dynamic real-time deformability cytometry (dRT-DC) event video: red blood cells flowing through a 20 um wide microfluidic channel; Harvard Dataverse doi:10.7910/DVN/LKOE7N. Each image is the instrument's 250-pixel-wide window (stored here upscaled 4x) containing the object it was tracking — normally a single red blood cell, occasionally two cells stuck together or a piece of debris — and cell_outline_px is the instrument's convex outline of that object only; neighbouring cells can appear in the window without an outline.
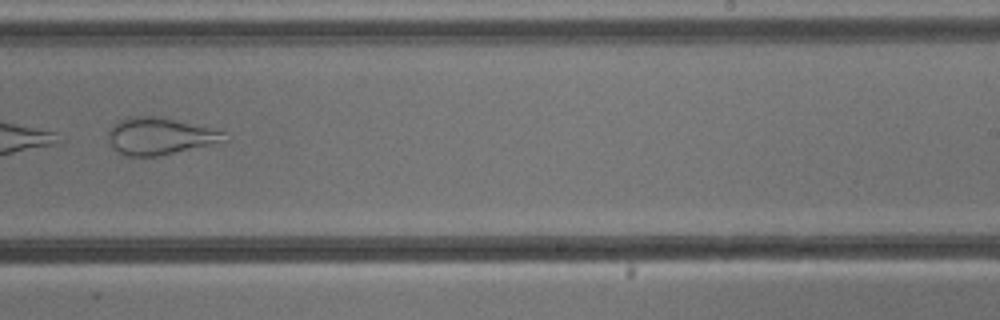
{"species": "common noctule bat (a hibernating species)", "species_latin": "Nyctalus noctula", "temperature_condition": "cold", "stored_images_in_passage": 9, "camera_frame_rate_fps": 3000, "um_per_image_px": 0.085, "animal": {"sex": "male", "body_mass_g": 13.3}, "frame": {"image": 1, "passage_image": 9, "time_ms": 10.0, "image_size_px": [1000, 320], "cell_outline_px": [[228, 140], [212, 144], [160, 156], [124, 156], [112, 148], [108, 140], [108, 128], [112, 124], [128, 116], [160, 116], [212, 128], [224, 132]], "centroid_in_image_um": [13.54, 11.57], "position_along_channel_um": 275.5, "area_um2": 25.32}}